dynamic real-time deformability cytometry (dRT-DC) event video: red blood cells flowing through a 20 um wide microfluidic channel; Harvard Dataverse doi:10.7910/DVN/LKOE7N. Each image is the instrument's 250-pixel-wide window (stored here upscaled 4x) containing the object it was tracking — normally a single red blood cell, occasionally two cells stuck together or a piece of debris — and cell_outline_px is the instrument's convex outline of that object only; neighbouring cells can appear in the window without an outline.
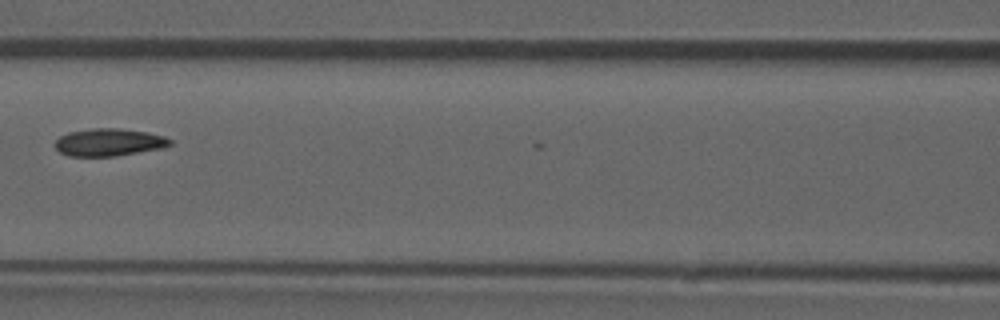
{"species": "common noctule bat (a hibernating species)", "species_latin": "Nyctalus noctula", "temperature_condition": "room temperature", "stored_images_in_passage": 5, "camera_frame_rate_fps": 3000, "um_per_image_px": 0.085, "animal": {"sex": "male", "forearm_length_mm": 52.5}, "frame": {"image": 1, "passage_image": 4, "time_ms": 1.0, "image_size_px": [1000, 320], "cell_outline_px": [[172, 144], [160, 148], [116, 156], [68, 156], [60, 152], [56, 148], [56, 140], [60, 136], [68, 132], [92, 128], [120, 128], [148, 132], [164, 136], [172, 140]], "centroid_in_image_um": [9.26, 12.08], "position_along_channel_um": 157.3, "area_um2": 18.38}}